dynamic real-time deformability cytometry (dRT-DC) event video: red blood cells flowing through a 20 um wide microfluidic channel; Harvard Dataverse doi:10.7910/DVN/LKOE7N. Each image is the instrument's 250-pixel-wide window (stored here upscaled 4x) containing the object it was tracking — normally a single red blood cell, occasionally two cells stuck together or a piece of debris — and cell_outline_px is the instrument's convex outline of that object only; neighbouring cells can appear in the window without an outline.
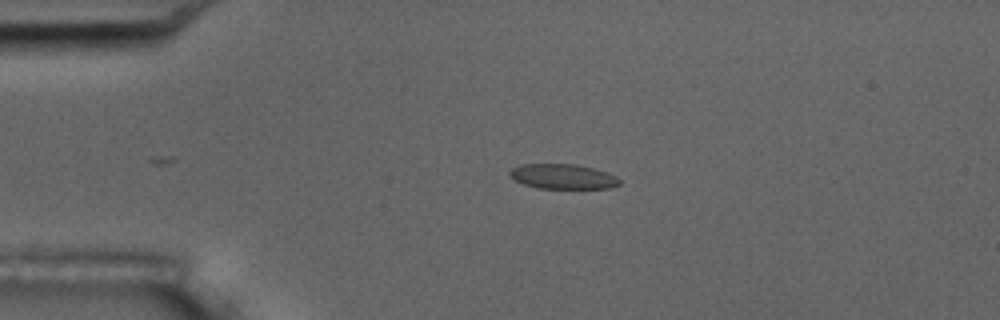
{"species": "common noctule bat (a hibernating species)", "species_latin": "Nyctalus noctula", "temperature_condition": "room temperature", "stored_images_in_passage": 2, "camera_frame_rate_fps": 3000, "um_per_image_px": 0.085, "animal": {"sex": "male", "body_mass_g": 17.5, "forearm_length_mm": 52.3}, "frame": {"image": 1, "passage_image": 1, "time_ms": 0.0, "image_size_px": [1000, 320], "cell_outline_px": [[620, 184], [612, 188], [540, 188], [524, 184], [508, 176], [508, 172], [512, 168], [520, 164], [576, 164], [608, 172], [616, 176], [620, 180]], "centroid_in_image_um": [47.84, 15.0], "position_along_channel_um": 37.2, "area_um2": 15.95}}